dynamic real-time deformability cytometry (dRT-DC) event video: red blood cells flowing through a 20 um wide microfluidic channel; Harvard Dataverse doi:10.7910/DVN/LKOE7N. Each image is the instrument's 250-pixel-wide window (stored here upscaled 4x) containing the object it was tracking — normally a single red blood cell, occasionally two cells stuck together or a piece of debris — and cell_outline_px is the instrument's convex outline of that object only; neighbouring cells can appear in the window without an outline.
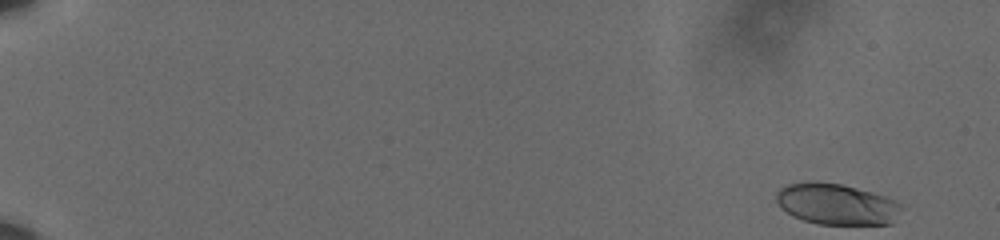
{"species": "human", "species_latin": "Homo sapiens", "temperature_condition": "cold", "stored_images_in_passage": 55, "camera_frame_rate_fps": 3000, "um_per_image_px": 0.085, "donor": {"sex": "male"}, "frame": {"image": 1, "passage_image": 1, "time_ms": 0.0, "image_size_px": [1000, 240], "cell_outline_px": [[900, 208], [892, 224], [816, 224], [792, 216], [780, 208], [776, 200], [776, 192], [780, 188], [788, 184], [808, 180], [816, 180], [840, 184], [872, 192], [896, 200], [900, 204]], "centroid_in_image_um": [71.04, 17.33], "position_along_channel_um": 14.0, "area_um2": 30.11}}
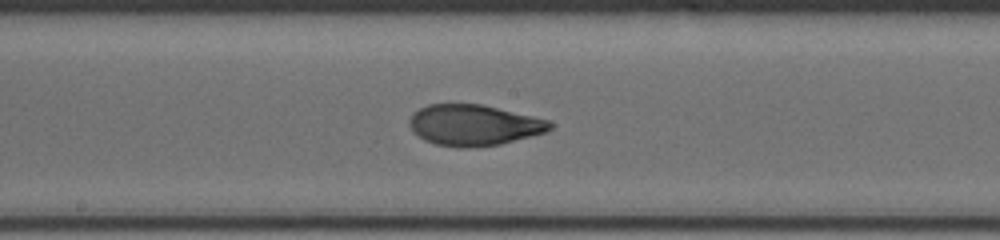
{"frame": {"image": 2, "passage_image": 31, "time_ms": 10.0, "image_size_px": [1000, 240], "cell_outline_px": [[552, 128], [548, 132], [500, 144], [472, 148], [460, 148], [436, 144], [424, 140], [412, 132], [408, 124], [408, 120], [412, 112], [428, 104], [480, 104], [532, 116], [548, 120], [552, 124]], "centroid_in_image_um": [40.23, 10.64], "position_along_channel_um": 208.0, "area_um2": 33.7}}
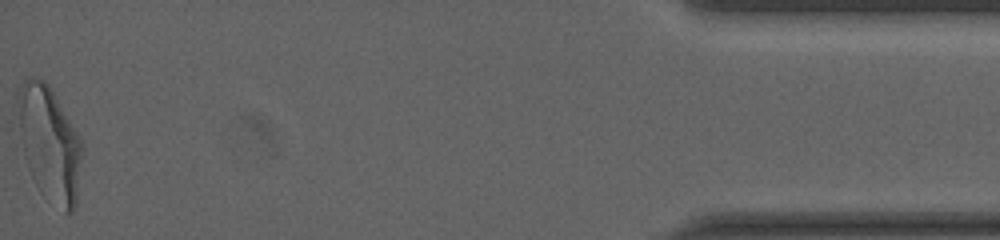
{"frame": {"image": 3, "passage_image": 55, "time_ms": 18.0, "image_size_px": [1000, 240], "cell_outline_px": [[84, 148], [76, 204], [72, 212], [64, 212], [36, 184], [28, 168], [24, 156], [20, 132], [16, 104], [16, 100], [20, 88], [24, 80], [28, 76], [32, 76], [44, 80], [48, 84], [80, 136], [84, 144]], "centroid_in_image_um": [4.22, 12.15], "position_along_channel_um": 431.0, "area_um2": 42.71}, "authors_computed_cell_mechanics": {"area_um2": 33.1194, "velocity_mm_per_s": 3.6108, "shape_relaxation_time_tau1_ms": 5.5079, "shape_relaxation_time_tau2_ms": 1.1488, "deformation_change_tau1": 0.2014, "deformation_change_tau2": 0.0649}}